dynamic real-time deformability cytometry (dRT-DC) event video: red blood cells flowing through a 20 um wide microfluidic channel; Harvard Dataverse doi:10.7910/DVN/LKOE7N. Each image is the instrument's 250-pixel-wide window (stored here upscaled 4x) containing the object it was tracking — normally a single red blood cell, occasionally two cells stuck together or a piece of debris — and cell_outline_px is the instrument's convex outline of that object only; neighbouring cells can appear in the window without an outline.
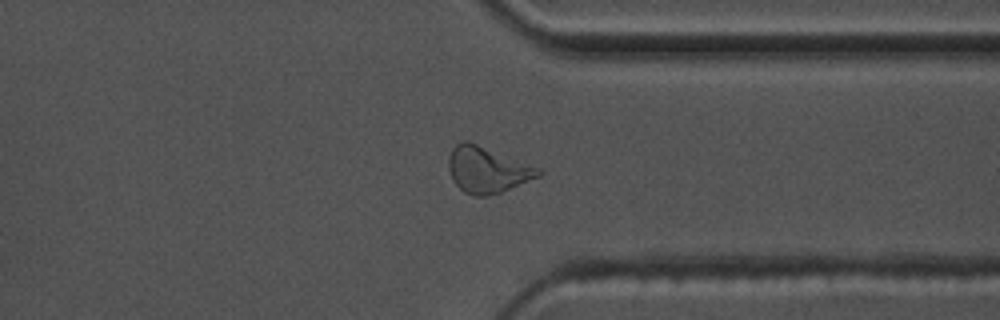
{"species": "common noctule bat (a hibernating species)", "species_latin": "Nyctalus noctula", "temperature_condition": "warm", "stored_images_in_passage": 55, "camera_frame_rate_fps": 3000, "um_per_image_px": 0.085, "animal": {"sex": "male", "body_mass_g": 17.5, "forearm_length_mm": 52.3}, "frame": {"image": 1, "passage_image": 42, "time_ms": 13.667, "image_size_px": [1000, 320], "cell_outline_px": [[544, 172], [540, 176], [500, 192], [484, 196], [476, 196], [464, 192], [452, 180], [448, 168], [448, 156], [452, 148], [456, 144], [464, 140], [468, 140], [540, 168]], "centroid_in_image_um": [41.39, 14.41], "position_along_channel_um": 370.0, "area_um2": 24.04}}
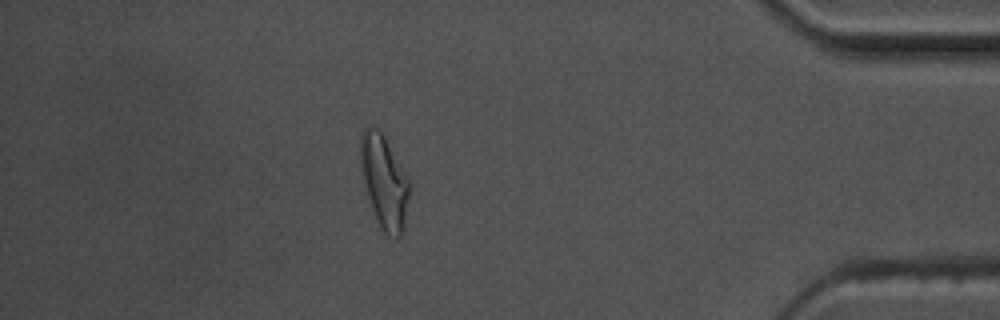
{"frame": {"image": 2, "passage_image": 48, "time_ms": 15.667, "image_size_px": [1000, 320], "cell_outline_px": [[412, 188], [404, 228], [400, 236], [396, 240], [388, 236], [380, 228], [376, 220], [364, 184], [360, 164], [360, 136], [364, 128], [376, 128], [384, 136], [412, 184]], "centroid_in_image_um": [32.69, 15.51], "position_along_channel_um": 402.5, "area_um2": 26.88}, "authors_computed_cell_mechanics": {"area_um2": 22.1374, "velocity_mm_per_s": 3.664, "shape_relaxation_time_tau1_ms": null, "shape_relaxation_time_tau2_ms": 2.118, "deformation_change_tau1": null, "deformation_change_tau2": 0.1024}}